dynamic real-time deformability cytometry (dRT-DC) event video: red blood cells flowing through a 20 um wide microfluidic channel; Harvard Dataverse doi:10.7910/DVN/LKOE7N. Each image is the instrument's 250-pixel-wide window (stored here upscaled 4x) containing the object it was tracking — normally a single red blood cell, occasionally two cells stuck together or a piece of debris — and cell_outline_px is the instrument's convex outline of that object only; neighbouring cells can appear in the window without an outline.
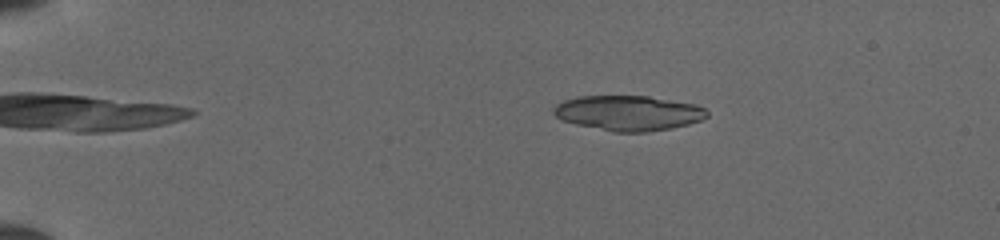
{"species": "common noctule bat (a hibernating species)", "species_latin": "Nyctalus noctula", "temperature_condition": "cold", "stored_images_in_passage": 50, "camera_frame_rate_fps": 3000, "um_per_image_px": 0.085, "animal": {"sex": "female", "body_mass_g": 19.5, "forearm_length_mm": 54.1}, "frame": {"image": 1, "passage_image": 10, "time_ms": 3.0, "image_size_px": [1000, 240], "cell_outline_px": [[708, 116], [700, 120], [688, 124], [672, 128], [644, 132], [612, 132], [576, 124], [564, 120], [556, 116], [552, 112], [552, 108], [556, 104], [564, 100], [580, 96], [648, 96], [696, 104], [704, 108], [708, 112]], "centroid_in_image_um": [53.41, 9.6], "position_along_channel_um": 31.6, "area_um2": 31.33}}
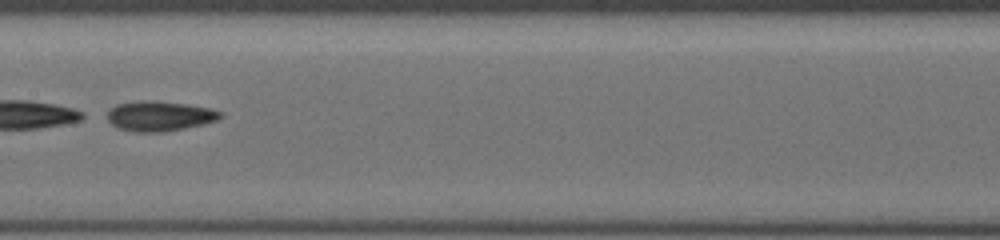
{"frame": {"image": 2, "passage_image": 28, "time_ms": 9.0, "image_size_px": [1000, 240], "cell_outline_px": [[224, 116], [216, 120], [204, 124], [164, 132], [132, 132], [116, 128], [108, 120], [108, 108], [116, 104], [144, 100], [156, 100], [188, 104], [212, 108], [224, 112]], "centroid_in_image_um": [13.57, 9.86], "position_along_channel_um": 193.8, "area_um2": 20.17}}
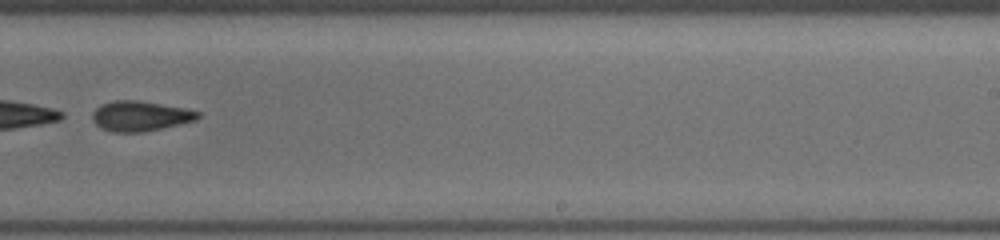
{"frame": {"image": 3, "passage_image": 34, "time_ms": 11.0, "image_size_px": [1000, 240], "cell_outline_px": [[200, 116], [196, 120], [180, 124], [140, 132], [112, 132], [100, 128], [92, 120], [92, 112], [100, 104], [116, 100], [136, 100], [184, 108], [200, 112]], "centroid_in_image_um": [11.88, 9.86], "position_along_channel_um": 277.1, "area_um2": 18.38}}